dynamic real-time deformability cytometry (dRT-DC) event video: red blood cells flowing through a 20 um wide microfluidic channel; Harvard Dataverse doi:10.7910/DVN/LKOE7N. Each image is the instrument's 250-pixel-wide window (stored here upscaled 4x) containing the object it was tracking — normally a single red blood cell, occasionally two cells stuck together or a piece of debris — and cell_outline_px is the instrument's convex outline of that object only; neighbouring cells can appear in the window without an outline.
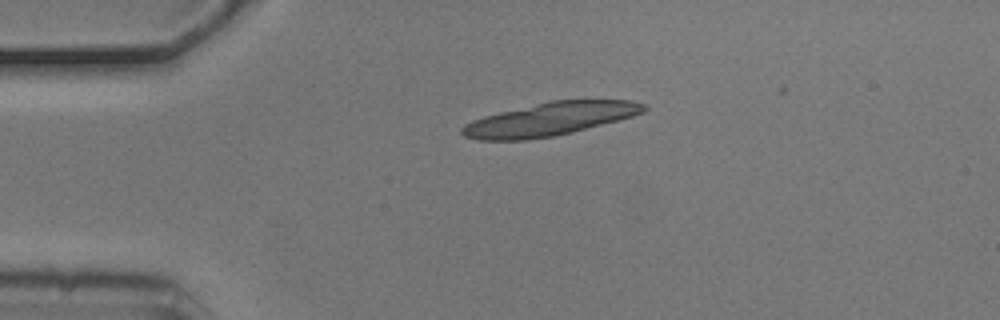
{"species": "common noctule bat (a hibernating species)", "species_latin": "Nyctalus noctula", "temperature_condition": "cold", "stored_images_in_passage": 2, "camera_frame_rate_fps": 3000, "um_per_image_px": 0.085, "animal": {"sex": "male", "body_mass_g": 20.5, "forearm_length_mm": 52.5}, "frame": {"image": 1, "passage_image": 1, "time_ms": 0.0, "image_size_px": [1000, 320], "cell_outline_px": [[648, 108], [644, 112], [632, 116], [572, 132], [556, 136], [528, 140], [480, 140], [464, 136], [460, 132], [460, 128], [464, 124], [472, 120], [484, 116], [500, 112], [552, 100], [632, 100], [644, 104]], "centroid_in_image_um": [46.71, 10.13], "position_along_channel_um": 38.3, "area_um2": 34.97}}